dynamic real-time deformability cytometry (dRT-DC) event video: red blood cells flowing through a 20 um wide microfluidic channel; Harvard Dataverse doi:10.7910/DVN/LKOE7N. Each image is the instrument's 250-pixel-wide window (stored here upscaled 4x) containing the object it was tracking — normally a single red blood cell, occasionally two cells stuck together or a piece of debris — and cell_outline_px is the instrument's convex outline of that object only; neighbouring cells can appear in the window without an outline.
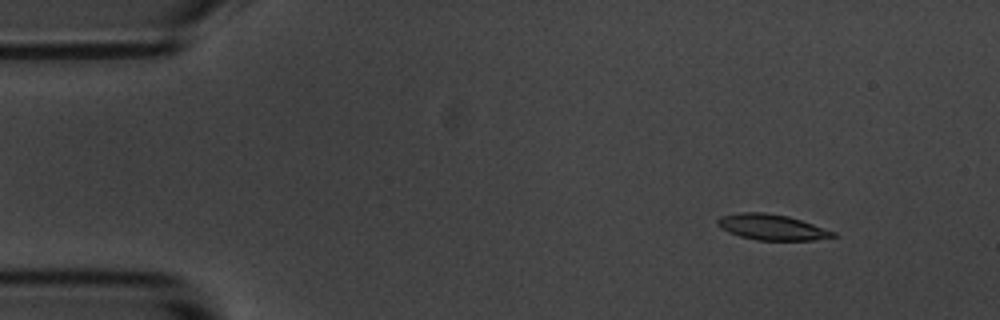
{"species": "common noctule bat (a hibernating species)", "species_latin": "Nyctalus noctula", "temperature_condition": "room temperature", "stored_images_in_passage": 3, "camera_frame_rate_fps": 3000, "um_per_image_px": 0.085, "animal": {"sex": "male", "body_mass_g": 20.1, "forearm_length_mm": 53.5}, "frame": {"image": 1, "passage_image": 1, "time_ms": 0.0, "image_size_px": [1000, 320], "cell_outline_px": [[840, 236], [812, 240], [756, 240], [740, 236], [728, 232], [720, 228], [716, 224], [716, 220], [720, 216], [740, 212], [764, 212], [788, 216], [836, 232]], "centroid_in_image_um": [65.58, 19.31], "position_along_channel_um": 19.4, "area_um2": 17.34}}